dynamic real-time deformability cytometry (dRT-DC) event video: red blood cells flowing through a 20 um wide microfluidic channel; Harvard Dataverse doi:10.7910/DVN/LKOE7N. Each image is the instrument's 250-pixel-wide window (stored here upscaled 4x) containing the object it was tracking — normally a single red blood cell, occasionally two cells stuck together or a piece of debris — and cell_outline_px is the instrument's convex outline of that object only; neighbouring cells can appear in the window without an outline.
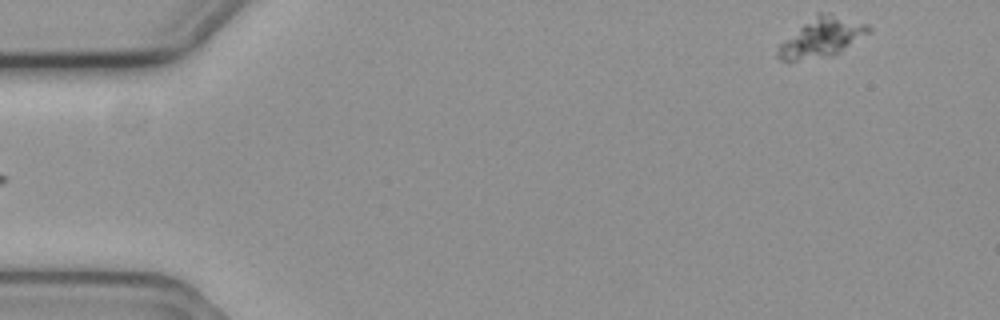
{"species": "common noctule bat (a hibernating species)", "species_latin": "Nyctalus noctula", "temperature_condition": "cold", "stored_images_in_passage": 5, "segment_of_instrument_passage": [2, 2], "camera_frame_rate_fps": 3000, "um_per_image_px": 0.085, "animal": {"sex": "female", "body_mass_g": 19.3, "forearm_length_mm": 54.1}, "frame": {"image": 1, "passage_image": 5, "time_ms": 1.333, "image_size_px": [1000, 320], "cell_outline_px": [[872, 32], [840, 52], [832, 56], [788, 64], [780, 60], [776, 56], [776, 48], [780, 44], [816, 12], [828, 12], [868, 24], [872, 28]], "centroid_in_image_um": [69.83, 3.22], "position_along_channel_um": 15.2, "area_um2": 21.56}}